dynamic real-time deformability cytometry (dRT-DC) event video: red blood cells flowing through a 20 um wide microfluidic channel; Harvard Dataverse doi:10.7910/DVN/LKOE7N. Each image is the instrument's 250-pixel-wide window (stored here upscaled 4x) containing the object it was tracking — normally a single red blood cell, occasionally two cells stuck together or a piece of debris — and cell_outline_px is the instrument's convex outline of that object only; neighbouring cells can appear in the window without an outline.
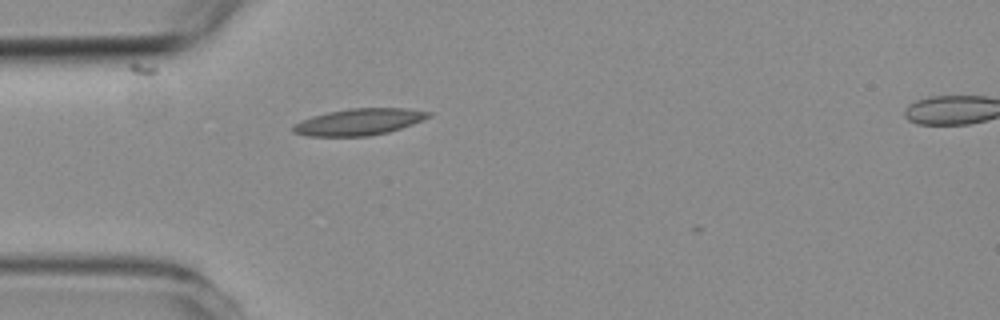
{"species": "common noctule bat (a hibernating species)", "species_latin": "Nyctalus noctula", "temperature_condition": "room temperature", "stored_images_in_passage": 2, "camera_frame_rate_fps": 3000, "um_per_image_px": 0.085, "animal": {"sex": "female", "body_mass_g": 19.3, "forearm_length_mm": 54.1}, "frame": {"image": 1, "passage_image": 1, "time_ms": 0.0, "image_size_px": [1000, 320], "cell_outline_px": [[432, 116], [412, 124], [388, 132], [368, 136], [308, 136], [292, 132], [292, 128], [296, 124], [312, 116], [328, 112], [348, 108], [404, 108], [432, 112]], "centroid_in_image_um": [30.54, 10.35], "position_along_channel_um": 54.5, "area_um2": 20.81}}